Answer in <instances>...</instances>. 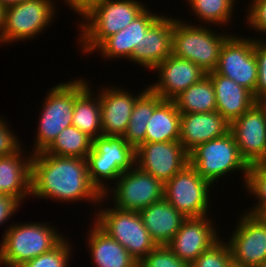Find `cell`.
Returning a JSON list of instances; mask_svg holds the SVG:
<instances>
[{
    "mask_svg": "<svg viewBox=\"0 0 266 267\" xmlns=\"http://www.w3.org/2000/svg\"><path fill=\"white\" fill-rule=\"evenodd\" d=\"M31 196L37 199L74 203H104L103 195L92 184L87 160L43 152L33 154Z\"/></svg>",
    "mask_w": 266,
    "mask_h": 267,
    "instance_id": "obj_1",
    "label": "cell"
},
{
    "mask_svg": "<svg viewBox=\"0 0 266 267\" xmlns=\"http://www.w3.org/2000/svg\"><path fill=\"white\" fill-rule=\"evenodd\" d=\"M147 7L139 0H104L78 22L81 54H90L109 36L126 28Z\"/></svg>",
    "mask_w": 266,
    "mask_h": 267,
    "instance_id": "obj_2",
    "label": "cell"
},
{
    "mask_svg": "<svg viewBox=\"0 0 266 267\" xmlns=\"http://www.w3.org/2000/svg\"><path fill=\"white\" fill-rule=\"evenodd\" d=\"M6 229L0 242V263L5 267H20L64 239L63 233L47 222H16Z\"/></svg>",
    "mask_w": 266,
    "mask_h": 267,
    "instance_id": "obj_3",
    "label": "cell"
},
{
    "mask_svg": "<svg viewBox=\"0 0 266 267\" xmlns=\"http://www.w3.org/2000/svg\"><path fill=\"white\" fill-rule=\"evenodd\" d=\"M223 32H214L210 26H196L174 18L171 54L193 62L206 73L214 71L221 47L230 36Z\"/></svg>",
    "mask_w": 266,
    "mask_h": 267,
    "instance_id": "obj_4",
    "label": "cell"
},
{
    "mask_svg": "<svg viewBox=\"0 0 266 267\" xmlns=\"http://www.w3.org/2000/svg\"><path fill=\"white\" fill-rule=\"evenodd\" d=\"M135 157V148L123 136L96 137L86 158L92 184L104 195L110 188L108 181L115 183L124 171L133 168Z\"/></svg>",
    "mask_w": 266,
    "mask_h": 267,
    "instance_id": "obj_5",
    "label": "cell"
},
{
    "mask_svg": "<svg viewBox=\"0 0 266 267\" xmlns=\"http://www.w3.org/2000/svg\"><path fill=\"white\" fill-rule=\"evenodd\" d=\"M189 164L211 185L230 175L241 171L245 185L249 165L241 157L235 138L231 131L227 134L197 145L189 152Z\"/></svg>",
    "mask_w": 266,
    "mask_h": 267,
    "instance_id": "obj_6",
    "label": "cell"
},
{
    "mask_svg": "<svg viewBox=\"0 0 266 267\" xmlns=\"http://www.w3.org/2000/svg\"><path fill=\"white\" fill-rule=\"evenodd\" d=\"M105 205L95 211L94 222L109 236L125 247L128 253L140 263L158 245L152 239L141 216L136 211L122 210Z\"/></svg>",
    "mask_w": 266,
    "mask_h": 267,
    "instance_id": "obj_7",
    "label": "cell"
},
{
    "mask_svg": "<svg viewBox=\"0 0 266 267\" xmlns=\"http://www.w3.org/2000/svg\"><path fill=\"white\" fill-rule=\"evenodd\" d=\"M46 93L39 114L32 154L45 151L63 129L72 125L74 80L53 85Z\"/></svg>",
    "mask_w": 266,
    "mask_h": 267,
    "instance_id": "obj_8",
    "label": "cell"
},
{
    "mask_svg": "<svg viewBox=\"0 0 266 267\" xmlns=\"http://www.w3.org/2000/svg\"><path fill=\"white\" fill-rule=\"evenodd\" d=\"M55 9L54 0H25L6 7L0 44L25 42L43 34L57 16Z\"/></svg>",
    "mask_w": 266,
    "mask_h": 267,
    "instance_id": "obj_9",
    "label": "cell"
},
{
    "mask_svg": "<svg viewBox=\"0 0 266 267\" xmlns=\"http://www.w3.org/2000/svg\"><path fill=\"white\" fill-rule=\"evenodd\" d=\"M113 184L103 195L104 201L113 196V206L122 210L139 212L164 198V184L136 165L124 171Z\"/></svg>",
    "mask_w": 266,
    "mask_h": 267,
    "instance_id": "obj_10",
    "label": "cell"
},
{
    "mask_svg": "<svg viewBox=\"0 0 266 267\" xmlns=\"http://www.w3.org/2000/svg\"><path fill=\"white\" fill-rule=\"evenodd\" d=\"M210 188L212 185L188 164L164 184V198L187 218L203 217L210 215Z\"/></svg>",
    "mask_w": 266,
    "mask_h": 267,
    "instance_id": "obj_11",
    "label": "cell"
},
{
    "mask_svg": "<svg viewBox=\"0 0 266 267\" xmlns=\"http://www.w3.org/2000/svg\"><path fill=\"white\" fill-rule=\"evenodd\" d=\"M240 36L230 33L221 47L214 71L248 89L255 97L258 65L254 51V38Z\"/></svg>",
    "mask_w": 266,
    "mask_h": 267,
    "instance_id": "obj_12",
    "label": "cell"
},
{
    "mask_svg": "<svg viewBox=\"0 0 266 267\" xmlns=\"http://www.w3.org/2000/svg\"><path fill=\"white\" fill-rule=\"evenodd\" d=\"M242 214L227 244L235 266L258 267L266 259V223L258 215Z\"/></svg>",
    "mask_w": 266,
    "mask_h": 267,
    "instance_id": "obj_13",
    "label": "cell"
},
{
    "mask_svg": "<svg viewBox=\"0 0 266 267\" xmlns=\"http://www.w3.org/2000/svg\"><path fill=\"white\" fill-rule=\"evenodd\" d=\"M230 131L248 165L266 163V102H256L233 120Z\"/></svg>",
    "mask_w": 266,
    "mask_h": 267,
    "instance_id": "obj_14",
    "label": "cell"
},
{
    "mask_svg": "<svg viewBox=\"0 0 266 267\" xmlns=\"http://www.w3.org/2000/svg\"><path fill=\"white\" fill-rule=\"evenodd\" d=\"M135 156V165L163 184L189 164V153L179 141L142 143Z\"/></svg>",
    "mask_w": 266,
    "mask_h": 267,
    "instance_id": "obj_15",
    "label": "cell"
},
{
    "mask_svg": "<svg viewBox=\"0 0 266 267\" xmlns=\"http://www.w3.org/2000/svg\"><path fill=\"white\" fill-rule=\"evenodd\" d=\"M208 215L186 218L166 245L180 260L191 266L196 258L220 239Z\"/></svg>",
    "mask_w": 266,
    "mask_h": 267,
    "instance_id": "obj_16",
    "label": "cell"
},
{
    "mask_svg": "<svg viewBox=\"0 0 266 267\" xmlns=\"http://www.w3.org/2000/svg\"><path fill=\"white\" fill-rule=\"evenodd\" d=\"M158 77L149 88L162 99L173 100L182 91L207 75L193 62L171 54L155 69Z\"/></svg>",
    "mask_w": 266,
    "mask_h": 267,
    "instance_id": "obj_17",
    "label": "cell"
},
{
    "mask_svg": "<svg viewBox=\"0 0 266 267\" xmlns=\"http://www.w3.org/2000/svg\"><path fill=\"white\" fill-rule=\"evenodd\" d=\"M104 86L98 90L101 106L102 135L123 136L127 130L130 116L136 100L149 88H143L141 92L130 94L128 90L121 87Z\"/></svg>",
    "mask_w": 266,
    "mask_h": 267,
    "instance_id": "obj_18",
    "label": "cell"
},
{
    "mask_svg": "<svg viewBox=\"0 0 266 267\" xmlns=\"http://www.w3.org/2000/svg\"><path fill=\"white\" fill-rule=\"evenodd\" d=\"M174 17L160 16L147 30L131 59L144 69L153 70L171 55Z\"/></svg>",
    "mask_w": 266,
    "mask_h": 267,
    "instance_id": "obj_19",
    "label": "cell"
},
{
    "mask_svg": "<svg viewBox=\"0 0 266 267\" xmlns=\"http://www.w3.org/2000/svg\"><path fill=\"white\" fill-rule=\"evenodd\" d=\"M230 131V123L217 111L181 114L179 142L189 153L197 145L221 137Z\"/></svg>",
    "mask_w": 266,
    "mask_h": 267,
    "instance_id": "obj_20",
    "label": "cell"
},
{
    "mask_svg": "<svg viewBox=\"0 0 266 267\" xmlns=\"http://www.w3.org/2000/svg\"><path fill=\"white\" fill-rule=\"evenodd\" d=\"M161 15L152 14L147 8L133 22L126 28L107 37L95 50L99 51L102 58L110 60L127 58L131 59L136 47L141 43L143 36L146 35L148 28L160 17Z\"/></svg>",
    "mask_w": 266,
    "mask_h": 267,
    "instance_id": "obj_21",
    "label": "cell"
},
{
    "mask_svg": "<svg viewBox=\"0 0 266 267\" xmlns=\"http://www.w3.org/2000/svg\"><path fill=\"white\" fill-rule=\"evenodd\" d=\"M25 150L21 147L12 155L0 157V192L15 197L21 203L31 196L33 154L24 155L27 154Z\"/></svg>",
    "mask_w": 266,
    "mask_h": 267,
    "instance_id": "obj_22",
    "label": "cell"
},
{
    "mask_svg": "<svg viewBox=\"0 0 266 267\" xmlns=\"http://www.w3.org/2000/svg\"><path fill=\"white\" fill-rule=\"evenodd\" d=\"M216 96V111L229 123L249 110L256 102L254 95L246 88L226 76L208 72Z\"/></svg>",
    "mask_w": 266,
    "mask_h": 267,
    "instance_id": "obj_23",
    "label": "cell"
},
{
    "mask_svg": "<svg viewBox=\"0 0 266 267\" xmlns=\"http://www.w3.org/2000/svg\"><path fill=\"white\" fill-rule=\"evenodd\" d=\"M83 78L74 79V111L72 125L92 139L102 136L99 96ZM94 98V99H93Z\"/></svg>",
    "mask_w": 266,
    "mask_h": 267,
    "instance_id": "obj_24",
    "label": "cell"
},
{
    "mask_svg": "<svg viewBox=\"0 0 266 267\" xmlns=\"http://www.w3.org/2000/svg\"><path fill=\"white\" fill-rule=\"evenodd\" d=\"M86 237L91 262L95 267H138V262L123 245L109 236L94 221ZM93 260V261H92Z\"/></svg>",
    "mask_w": 266,
    "mask_h": 267,
    "instance_id": "obj_25",
    "label": "cell"
},
{
    "mask_svg": "<svg viewBox=\"0 0 266 267\" xmlns=\"http://www.w3.org/2000/svg\"><path fill=\"white\" fill-rule=\"evenodd\" d=\"M138 213L157 245H167L187 218L165 198Z\"/></svg>",
    "mask_w": 266,
    "mask_h": 267,
    "instance_id": "obj_26",
    "label": "cell"
},
{
    "mask_svg": "<svg viewBox=\"0 0 266 267\" xmlns=\"http://www.w3.org/2000/svg\"><path fill=\"white\" fill-rule=\"evenodd\" d=\"M181 113L173 100L163 99L148 120L145 142L179 141Z\"/></svg>",
    "mask_w": 266,
    "mask_h": 267,
    "instance_id": "obj_27",
    "label": "cell"
},
{
    "mask_svg": "<svg viewBox=\"0 0 266 267\" xmlns=\"http://www.w3.org/2000/svg\"><path fill=\"white\" fill-rule=\"evenodd\" d=\"M163 99L148 88L135 102L129 124L123 135L126 142L135 149L145 143L148 120L152 117L155 107Z\"/></svg>",
    "mask_w": 266,
    "mask_h": 267,
    "instance_id": "obj_28",
    "label": "cell"
},
{
    "mask_svg": "<svg viewBox=\"0 0 266 267\" xmlns=\"http://www.w3.org/2000/svg\"><path fill=\"white\" fill-rule=\"evenodd\" d=\"M173 101L181 114L216 111V96L211 78L206 75L199 82L182 91Z\"/></svg>",
    "mask_w": 266,
    "mask_h": 267,
    "instance_id": "obj_29",
    "label": "cell"
},
{
    "mask_svg": "<svg viewBox=\"0 0 266 267\" xmlns=\"http://www.w3.org/2000/svg\"><path fill=\"white\" fill-rule=\"evenodd\" d=\"M93 139L71 125L63 129L45 153L86 159L92 150Z\"/></svg>",
    "mask_w": 266,
    "mask_h": 267,
    "instance_id": "obj_30",
    "label": "cell"
},
{
    "mask_svg": "<svg viewBox=\"0 0 266 267\" xmlns=\"http://www.w3.org/2000/svg\"><path fill=\"white\" fill-rule=\"evenodd\" d=\"M236 2V0H193L189 7L192 8L197 19L199 17L202 25L207 23L225 26L229 25L232 20Z\"/></svg>",
    "mask_w": 266,
    "mask_h": 267,
    "instance_id": "obj_31",
    "label": "cell"
},
{
    "mask_svg": "<svg viewBox=\"0 0 266 267\" xmlns=\"http://www.w3.org/2000/svg\"><path fill=\"white\" fill-rule=\"evenodd\" d=\"M244 188L257 200L246 213L258 215L266 208V163L249 165Z\"/></svg>",
    "mask_w": 266,
    "mask_h": 267,
    "instance_id": "obj_32",
    "label": "cell"
},
{
    "mask_svg": "<svg viewBox=\"0 0 266 267\" xmlns=\"http://www.w3.org/2000/svg\"><path fill=\"white\" fill-rule=\"evenodd\" d=\"M69 238H64L52 250L25 262L20 267H69L72 255V245Z\"/></svg>",
    "mask_w": 266,
    "mask_h": 267,
    "instance_id": "obj_33",
    "label": "cell"
},
{
    "mask_svg": "<svg viewBox=\"0 0 266 267\" xmlns=\"http://www.w3.org/2000/svg\"><path fill=\"white\" fill-rule=\"evenodd\" d=\"M229 245L226 240H218L200 254L190 267H233Z\"/></svg>",
    "mask_w": 266,
    "mask_h": 267,
    "instance_id": "obj_34",
    "label": "cell"
},
{
    "mask_svg": "<svg viewBox=\"0 0 266 267\" xmlns=\"http://www.w3.org/2000/svg\"><path fill=\"white\" fill-rule=\"evenodd\" d=\"M138 267H190L166 245H158L138 264Z\"/></svg>",
    "mask_w": 266,
    "mask_h": 267,
    "instance_id": "obj_35",
    "label": "cell"
},
{
    "mask_svg": "<svg viewBox=\"0 0 266 267\" xmlns=\"http://www.w3.org/2000/svg\"><path fill=\"white\" fill-rule=\"evenodd\" d=\"M254 51L258 65V80L255 89L257 102H266V39H254Z\"/></svg>",
    "mask_w": 266,
    "mask_h": 267,
    "instance_id": "obj_36",
    "label": "cell"
},
{
    "mask_svg": "<svg viewBox=\"0 0 266 267\" xmlns=\"http://www.w3.org/2000/svg\"><path fill=\"white\" fill-rule=\"evenodd\" d=\"M248 5L246 22L249 28L266 34V0H251Z\"/></svg>",
    "mask_w": 266,
    "mask_h": 267,
    "instance_id": "obj_37",
    "label": "cell"
},
{
    "mask_svg": "<svg viewBox=\"0 0 266 267\" xmlns=\"http://www.w3.org/2000/svg\"><path fill=\"white\" fill-rule=\"evenodd\" d=\"M8 125L0 117V157L12 155L22 147V142Z\"/></svg>",
    "mask_w": 266,
    "mask_h": 267,
    "instance_id": "obj_38",
    "label": "cell"
},
{
    "mask_svg": "<svg viewBox=\"0 0 266 267\" xmlns=\"http://www.w3.org/2000/svg\"><path fill=\"white\" fill-rule=\"evenodd\" d=\"M21 204L18 199L11 195L0 194V226L13 217V214L20 208Z\"/></svg>",
    "mask_w": 266,
    "mask_h": 267,
    "instance_id": "obj_39",
    "label": "cell"
},
{
    "mask_svg": "<svg viewBox=\"0 0 266 267\" xmlns=\"http://www.w3.org/2000/svg\"><path fill=\"white\" fill-rule=\"evenodd\" d=\"M75 13L82 18L90 9L104 0H63Z\"/></svg>",
    "mask_w": 266,
    "mask_h": 267,
    "instance_id": "obj_40",
    "label": "cell"
},
{
    "mask_svg": "<svg viewBox=\"0 0 266 267\" xmlns=\"http://www.w3.org/2000/svg\"><path fill=\"white\" fill-rule=\"evenodd\" d=\"M23 1H25V0H0V4L3 5L6 8V7H9V6L21 3Z\"/></svg>",
    "mask_w": 266,
    "mask_h": 267,
    "instance_id": "obj_41",
    "label": "cell"
},
{
    "mask_svg": "<svg viewBox=\"0 0 266 267\" xmlns=\"http://www.w3.org/2000/svg\"><path fill=\"white\" fill-rule=\"evenodd\" d=\"M4 14H5V7L0 4V38H1V31L3 28Z\"/></svg>",
    "mask_w": 266,
    "mask_h": 267,
    "instance_id": "obj_42",
    "label": "cell"
},
{
    "mask_svg": "<svg viewBox=\"0 0 266 267\" xmlns=\"http://www.w3.org/2000/svg\"><path fill=\"white\" fill-rule=\"evenodd\" d=\"M258 216L266 223V208H264Z\"/></svg>",
    "mask_w": 266,
    "mask_h": 267,
    "instance_id": "obj_43",
    "label": "cell"
},
{
    "mask_svg": "<svg viewBox=\"0 0 266 267\" xmlns=\"http://www.w3.org/2000/svg\"><path fill=\"white\" fill-rule=\"evenodd\" d=\"M258 267H266V259Z\"/></svg>",
    "mask_w": 266,
    "mask_h": 267,
    "instance_id": "obj_44",
    "label": "cell"
},
{
    "mask_svg": "<svg viewBox=\"0 0 266 267\" xmlns=\"http://www.w3.org/2000/svg\"><path fill=\"white\" fill-rule=\"evenodd\" d=\"M193 0H187L188 4H190Z\"/></svg>",
    "mask_w": 266,
    "mask_h": 267,
    "instance_id": "obj_45",
    "label": "cell"
}]
</instances>
